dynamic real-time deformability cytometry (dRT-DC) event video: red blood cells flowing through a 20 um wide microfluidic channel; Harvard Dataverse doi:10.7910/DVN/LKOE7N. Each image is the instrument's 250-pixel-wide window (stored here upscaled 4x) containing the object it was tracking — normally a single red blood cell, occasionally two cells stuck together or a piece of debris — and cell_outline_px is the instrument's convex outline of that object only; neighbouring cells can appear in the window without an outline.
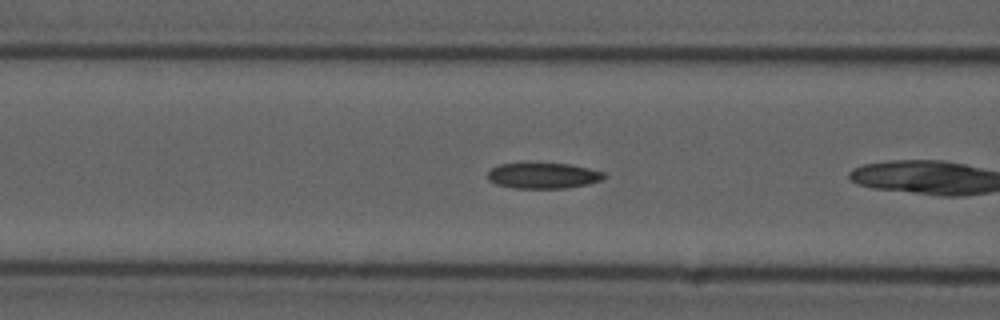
{"species": "common noctule bat (a hibernating species)", "species_latin": "Nyctalus noctula", "temperature_condition": "cold", "stored_images_in_passage": 7, "camera_frame_rate_fps": 3000, "um_per_image_px": 0.085, "animal": {"sex": "male", "forearm_length_mm": 52.5}, "frame": {"image": 1, "passage_image": 6, "time_ms": 1.667, "image_size_px": [1000, 320], "cell_outline_px": [[608, 176], [600, 180], [588, 184], [568, 188], [512, 188], [496, 184], [488, 180], [488, 172], [492, 168], [500, 164], [568, 164], [588, 168], [604, 172]], "centroid_in_image_um": [46.19, 14.94], "position_along_channel_um": 120.4, "area_um2": 17.28}}